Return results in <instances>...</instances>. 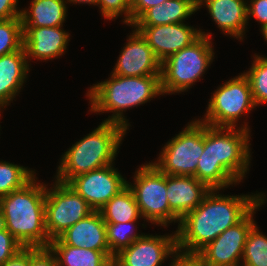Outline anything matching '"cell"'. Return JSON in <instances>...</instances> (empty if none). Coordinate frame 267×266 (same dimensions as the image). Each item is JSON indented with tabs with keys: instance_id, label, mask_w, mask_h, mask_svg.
Returning <instances> with one entry per match:
<instances>
[{
	"instance_id": "cell-1",
	"label": "cell",
	"mask_w": 267,
	"mask_h": 266,
	"mask_svg": "<svg viewBox=\"0 0 267 266\" xmlns=\"http://www.w3.org/2000/svg\"><path fill=\"white\" fill-rule=\"evenodd\" d=\"M216 191L211 189L203 201L179 221L176 230L179 253L196 255L226 229L239 223L266 197L264 193L222 196Z\"/></svg>"
},
{
	"instance_id": "cell-2",
	"label": "cell",
	"mask_w": 267,
	"mask_h": 266,
	"mask_svg": "<svg viewBox=\"0 0 267 266\" xmlns=\"http://www.w3.org/2000/svg\"><path fill=\"white\" fill-rule=\"evenodd\" d=\"M249 131L247 124L241 129L204 124V151L194 177L219 191L241 182L249 171Z\"/></svg>"
},
{
	"instance_id": "cell-3",
	"label": "cell",
	"mask_w": 267,
	"mask_h": 266,
	"mask_svg": "<svg viewBox=\"0 0 267 266\" xmlns=\"http://www.w3.org/2000/svg\"><path fill=\"white\" fill-rule=\"evenodd\" d=\"M33 178L0 198V223L23 247L49 248L45 226L46 185Z\"/></svg>"
},
{
	"instance_id": "cell-4",
	"label": "cell",
	"mask_w": 267,
	"mask_h": 266,
	"mask_svg": "<svg viewBox=\"0 0 267 266\" xmlns=\"http://www.w3.org/2000/svg\"><path fill=\"white\" fill-rule=\"evenodd\" d=\"M92 112H112L104 122L118 123L128 129L123 111L162 95L160 75L126 77L111 74L109 80L94 84L87 92Z\"/></svg>"
},
{
	"instance_id": "cell-5",
	"label": "cell",
	"mask_w": 267,
	"mask_h": 266,
	"mask_svg": "<svg viewBox=\"0 0 267 266\" xmlns=\"http://www.w3.org/2000/svg\"><path fill=\"white\" fill-rule=\"evenodd\" d=\"M126 130L118 123L103 121L65 152L57 170L56 180L68 183L78 175L113 164Z\"/></svg>"
},
{
	"instance_id": "cell-6",
	"label": "cell",
	"mask_w": 267,
	"mask_h": 266,
	"mask_svg": "<svg viewBox=\"0 0 267 266\" xmlns=\"http://www.w3.org/2000/svg\"><path fill=\"white\" fill-rule=\"evenodd\" d=\"M210 40V33L201 31V36L196 41L161 63L160 80L163 95L184 92L200 80L214 58Z\"/></svg>"
},
{
	"instance_id": "cell-7",
	"label": "cell",
	"mask_w": 267,
	"mask_h": 266,
	"mask_svg": "<svg viewBox=\"0 0 267 266\" xmlns=\"http://www.w3.org/2000/svg\"><path fill=\"white\" fill-rule=\"evenodd\" d=\"M135 173L134 184L127 185L135 196L142 218L165 227L168 223L180 221L169 208L167 175L153 162L141 166Z\"/></svg>"
},
{
	"instance_id": "cell-8",
	"label": "cell",
	"mask_w": 267,
	"mask_h": 266,
	"mask_svg": "<svg viewBox=\"0 0 267 266\" xmlns=\"http://www.w3.org/2000/svg\"><path fill=\"white\" fill-rule=\"evenodd\" d=\"M209 100L205 118L200 120L212 127L235 128L242 114L256 107L244 72L220 86Z\"/></svg>"
},
{
	"instance_id": "cell-9",
	"label": "cell",
	"mask_w": 267,
	"mask_h": 266,
	"mask_svg": "<svg viewBox=\"0 0 267 266\" xmlns=\"http://www.w3.org/2000/svg\"><path fill=\"white\" fill-rule=\"evenodd\" d=\"M203 151L204 123L195 120L166 143L153 164L166 175L194 176Z\"/></svg>"
},
{
	"instance_id": "cell-10",
	"label": "cell",
	"mask_w": 267,
	"mask_h": 266,
	"mask_svg": "<svg viewBox=\"0 0 267 266\" xmlns=\"http://www.w3.org/2000/svg\"><path fill=\"white\" fill-rule=\"evenodd\" d=\"M46 187L45 226L50 240L58 238L68 228L94 210L68 183L55 181Z\"/></svg>"
},
{
	"instance_id": "cell-11",
	"label": "cell",
	"mask_w": 267,
	"mask_h": 266,
	"mask_svg": "<svg viewBox=\"0 0 267 266\" xmlns=\"http://www.w3.org/2000/svg\"><path fill=\"white\" fill-rule=\"evenodd\" d=\"M264 202L265 198L239 223L226 229L196 254L202 266H241L239 264L242 261L247 236L250 229L256 224L253 215Z\"/></svg>"
},
{
	"instance_id": "cell-12",
	"label": "cell",
	"mask_w": 267,
	"mask_h": 266,
	"mask_svg": "<svg viewBox=\"0 0 267 266\" xmlns=\"http://www.w3.org/2000/svg\"><path fill=\"white\" fill-rule=\"evenodd\" d=\"M113 165L78 175L68 184L94 211H99L113 196L127 186L123 176Z\"/></svg>"
},
{
	"instance_id": "cell-13",
	"label": "cell",
	"mask_w": 267,
	"mask_h": 266,
	"mask_svg": "<svg viewBox=\"0 0 267 266\" xmlns=\"http://www.w3.org/2000/svg\"><path fill=\"white\" fill-rule=\"evenodd\" d=\"M174 235H142L114 256L113 266H161L168 256L177 254ZM173 254V255H172Z\"/></svg>"
},
{
	"instance_id": "cell-14",
	"label": "cell",
	"mask_w": 267,
	"mask_h": 266,
	"mask_svg": "<svg viewBox=\"0 0 267 266\" xmlns=\"http://www.w3.org/2000/svg\"><path fill=\"white\" fill-rule=\"evenodd\" d=\"M134 27L145 38L161 63L201 36V29L198 30L185 23Z\"/></svg>"
},
{
	"instance_id": "cell-15",
	"label": "cell",
	"mask_w": 267,
	"mask_h": 266,
	"mask_svg": "<svg viewBox=\"0 0 267 266\" xmlns=\"http://www.w3.org/2000/svg\"><path fill=\"white\" fill-rule=\"evenodd\" d=\"M112 74L126 77L161 75V62L138 30L129 36Z\"/></svg>"
},
{
	"instance_id": "cell-16",
	"label": "cell",
	"mask_w": 267,
	"mask_h": 266,
	"mask_svg": "<svg viewBox=\"0 0 267 266\" xmlns=\"http://www.w3.org/2000/svg\"><path fill=\"white\" fill-rule=\"evenodd\" d=\"M61 27H22L27 61L30 57L49 60L64 54L70 40L68 32Z\"/></svg>"
},
{
	"instance_id": "cell-17",
	"label": "cell",
	"mask_w": 267,
	"mask_h": 266,
	"mask_svg": "<svg viewBox=\"0 0 267 266\" xmlns=\"http://www.w3.org/2000/svg\"><path fill=\"white\" fill-rule=\"evenodd\" d=\"M211 189L194 176L167 175V199L170 211L181 220L193 211Z\"/></svg>"
},
{
	"instance_id": "cell-18",
	"label": "cell",
	"mask_w": 267,
	"mask_h": 266,
	"mask_svg": "<svg viewBox=\"0 0 267 266\" xmlns=\"http://www.w3.org/2000/svg\"><path fill=\"white\" fill-rule=\"evenodd\" d=\"M65 245L95 251H110L107 244L106 224L99 211L79 220L58 237Z\"/></svg>"
},
{
	"instance_id": "cell-19",
	"label": "cell",
	"mask_w": 267,
	"mask_h": 266,
	"mask_svg": "<svg viewBox=\"0 0 267 266\" xmlns=\"http://www.w3.org/2000/svg\"><path fill=\"white\" fill-rule=\"evenodd\" d=\"M198 9L205 3L218 28L230 37L243 40L247 25V5L244 0H197Z\"/></svg>"
},
{
	"instance_id": "cell-20",
	"label": "cell",
	"mask_w": 267,
	"mask_h": 266,
	"mask_svg": "<svg viewBox=\"0 0 267 266\" xmlns=\"http://www.w3.org/2000/svg\"><path fill=\"white\" fill-rule=\"evenodd\" d=\"M29 70L24 47L0 56V108L9 105L20 92Z\"/></svg>"
},
{
	"instance_id": "cell-21",
	"label": "cell",
	"mask_w": 267,
	"mask_h": 266,
	"mask_svg": "<svg viewBox=\"0 0 267 266\" xmlns=\"http://www.w3.org/2000/svg\"><path fill=\"white\" fill-rule=\"evenodd\" d=\"M196 11L197 0H167L146 10L131 26L184 23V20Z\"/></svg>"
},
{
	"instance_id": "cell-22",
	"label": "cell",
	"mask_w": 267,
	"mask_h": 266,
	"mask_svg": "<svg viewBox=\"0 0 267 266\" xmlns=\"http://www.w3.org/2000/svg\"><path fill=\"white\" fill-rule=\"evenodd\" d=\"M49 248L57 257L59 266H113L114 256L110 251L72 247L59 238L52 239Z\"/></svg>"
},
{
	"instance_id": "cell-23",
	"label": "cell",
	"mask_w": 267,
	"mask_h": 266,
	"mask_svg": "<svg viewBox=\"0 0 267 266\" xmlns=\"http://www.w3.org/2000/svg\"><path fill=\"white\" fill-rule=\"evenodd\" d=\"M29 11L21 10L22 27L62 26L66 18L65 0H32Z\"/></svg>"
},
{
	"instance_id": "cell-24",
	"label": "cell",
	"mask_w": 267,
	"mask_h": 266,
	"mask_svg": "<svg viewBox=\"0 0 267 266\" xmlns=\"http://www.w3.org/2000/svg\"><path fill=\"white\" fill-rule=\"evenodd\" d=\"M99 212L105 223L131 222L142 217L135 196L128 185L113 196Z\"/></svg>"
},
{
	"instance_id": "cell-25",
	"label": "cell",
	"mask_w": 267,
	"mask_h": 266,
	"mask_svg": "<svg viewBox=\"0 0 267 266\" xmlns=\"http://www.w3.org/2000/svg\"><path fill=\"white\" fill-rule=\"evenodd\" d=\"M33 172L23 166L0 161V198L23 188L35 177Z\"/></svg>"
},
{
	"instance_id": "cell-26",
	"label": "cell",
	"mask_w": 267,
	"mask_h": 266,
	"mask_svg": "<svg viewBox=\"0 0 267 266\" xmlns=\"http://www.w3.org/2000/svg\"><path fill=\"white\" fill-rule=\"evenodd\" d=\"M241 266H267V236L256 224L250 229L244 245Z\"/></svg>"
},
{
	"instance_id": "cell-27",
	"label": "cell",
	"mask_w": 267,
	"mask_h": 266,
	"mask_svg": "<svg viewBox=\"0 0 267 266\" xmlns=\"http://www.w3.org/2000/svg\"><path fill=\"white\" fill-rule=\"evenodd\" d=\"M137 221L124 223H105L107 244L110 253L115 256L121 250L129 247L135 240L140 238L143 234L133 233L134 224ZM134 225V226H133Z\"/></svg>"
},
{
	"instance_id": "cell-28",
	"label": "cell",
	"mask_w": 267,
	"mask_h": 266,
	"mask_svg": "<svg viewBox=\"0 0 267 266\" xmlns=\"http://www.w3.org/2000/svg\"><path fill=\"white\" fill-rule=\"evenodd\" d=\"M244 75L248 78L255 106L267 102V57L255 55L249 71Z\"/></svg>"
},
{
	"instance_id": "cell-29",
	"label": "cell",
	"mask_w": 267,
	"mask_h": 266,
	"mask_svg": "<svg viewBox=\"0 0 267 266\" xmlns=\"http://www.w3.org/2000/svg\"><path fill=\"white\" fill-rule=\"evenodd\" d=\"M23 47L21 17L0 20V56L18 51Z\"/></svg>"
},
{
	"instance_id": "cell-30",
	"label": "cell",
	"mask_w": 267,
	"mask_h": 266,
	"mask_svg": "<svg viewBox=\"0 0 267 266\" xmlns=\"http://www.w3.org/2000/svg\"><path fill=\"white\" fill-rule=\"evenodd\" d=\"M98 5L104 18L111 20L125 14L124 24L131 25V0H98Z\"/></svg>"
},
{
	"instance_id": "cell-31",
	"label": "cell",
	"mask_w": 267,
	"mask_h": 266,
	"mask_svg": "<svg viewBox=\"0 0 267 266\" xmlns=\"http://www.w3.org/2000/svg\"><path fill=\"white\" fill-rule=\"evenodd\" d=\"M24 247L0 223V266Z\"/></svg>"
},
{
	"instance_id": "cell-32",
	"label": "cell",
	"mask_w": 267,
	"mask_h": 266,
	"mask_svg": "<svg viewBox=\"0 0 267 266\" xmlns=\"http://www.w3.org/2000/svg\"><path fill=\"white\" fill-rule=\"evenodd\" d=\"M29 266H59L50 248L29 247Z\"/></svg>"
},
{
	"instance_id": "cell-33",
	"label": "cell",
	"mask_w": 267,
	"mask_h": 266,
	"mask_svg": "<svg viewBox=\"0 0 267 266\" xmlns=\"http://www.w3.org/2000/svg\"><path fill=\"white\" fill-rule=\"evenodd\" d=\"M251 15L260 22L261 27L267 24V0H251L247 5V20Z\"/></svg>"
},
{
	"instance_id": "cell-34",
	"label": "cell",
	"mask_w": 267,
	"mask_h": 266,
	"mask_svg": "<svg viewBox=\"0 0 267 266\" xmlns=\"http://www.w3.org/2000/svg\"><path fill=\"white\" fill-rule=\"evenodd\" d=\"M167 0H131V25L149 8Z\"/></svg>"
},
{
	"instance_id": "cell-35",
	"label": "cell",
	"mask_w": 267,
	"mask_h": 266,
	"mask_svg": "<svg viewBox=\"0 0 267 266\" xmlns=\"http://www.w3.org/2000/svg\"><path fill=\"white\" fill-rule=\"evenodd\" d=\"M18 0H0V20H9L21 16L17 8Z\"/></svg>"
},
{
	"instance_id": "cell-36",
	"label": "cell",
	"mask_w": 267,
	"mask_h": 266,
	"mask_svg": "<svg viewBox=\"0 0 267 266\" xmlns=\"http://www.w3.org/2000/svg\"><path fill=\"white\" fill-rule=\"evenodd\" d=\"M169 266H201V262L196 255H187L177 252Z\"/></svg>"
},
{
	"instance_id": "cell-37",
	"label": "cell",
	"mask_w": 267,
	"mask_h": 266,
	"mask_svg": "<svg viewBox=\"0 0 267 266\" xmlns=\"http://www.w3.org/2000/svg\"><path fill=\"white\" fill-rule=\"evenodd\" d=\"M1 266H29V247H24Z\"/></svg>"
},
{
	"instance_id": "cell-38",
	"label": "cell",
	"mask_w": 267,
	"mask_h": 266,
	"mask_svg": "<svg viewBox=\"0 0 267 266\" xmlns=\"http://www.w3.org/2000/svg\"><path fill=\"white\" fill-rule=\"evenodd\" d=\"M68 2H71V3H74V4H76V3H79V4H81V3H88V4H94V5H97V1L98 0H67Z\"/></svg>"
},
{
	"instance_id": "cell-39",
	"label": "cell",
	"mask_w": 267,
	"mask_h": 266,
	"mask_svg": "<svg viewBox=\"0 0 267 266\" xmlns=\"http://www.w3.org/2000/svg\"><path fill=\"white\" fill-rule=\"evenodd\" d=\"M262 35L264 36L265 40L267 41V24L261 27Z\"/></svg>"
}]
</instances>
